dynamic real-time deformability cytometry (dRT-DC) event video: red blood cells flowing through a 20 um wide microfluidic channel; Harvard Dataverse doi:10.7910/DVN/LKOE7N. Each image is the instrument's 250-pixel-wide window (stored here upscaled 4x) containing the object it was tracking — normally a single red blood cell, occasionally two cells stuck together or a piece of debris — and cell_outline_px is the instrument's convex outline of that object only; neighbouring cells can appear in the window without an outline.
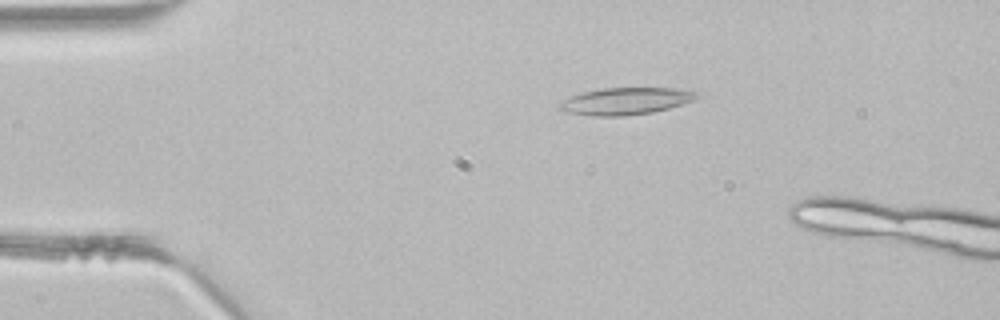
{"species": "common noctule bat (a hibernating species)", "species_latin": "Nyctalus noctula", "temperature_condition": "room temperature", "stored_images_in_passage": 4, "camera_frame_rate_fps": 3000, "um_per_image_px": 0.085, "animal": {"sex": "male", "body_mass_g": 21.5, "forearm_length_mm": 52.0}, "frame": {"image": 1, "passage_image": 3, "time_ms": 0.667, "image_size_px": [1000, 320], "cell_outline_px": [[704, 92], [700, 96], [692, 100], [668, 108], [652, 112], [624, 116], [592, 116], [564, 112], [556, 108], [564, 100], [572, 96], [584, 92], [600, 88], [676, 88]], "centroid_in_image_um": [53.2, 8.59], "position_along_channel_um": 31.8, "area_um2": 21.68}}